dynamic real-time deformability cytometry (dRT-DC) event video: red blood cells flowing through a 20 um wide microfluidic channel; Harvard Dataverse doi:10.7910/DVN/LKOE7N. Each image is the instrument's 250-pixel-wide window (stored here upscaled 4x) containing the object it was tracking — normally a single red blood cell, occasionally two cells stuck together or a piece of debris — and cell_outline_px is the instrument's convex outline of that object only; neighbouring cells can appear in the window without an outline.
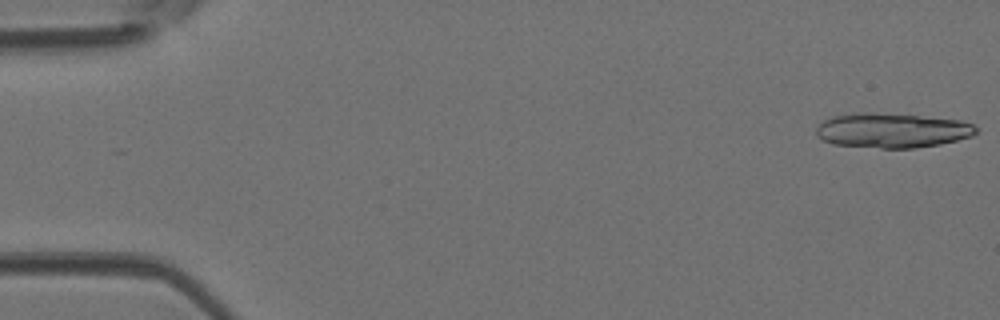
{"species": "Egyptian fruit bat (a non-hibernating species)", "species_latin": "Rousettus aegyptiacus", "temperature_condition": "room temperature", "stored_images_in_passage": 16, "camera_frame_rate_fps": 3000, "um_per_image_px": 0.085, "animal": {"sex": "female"}, "frame": {"image": 1, "passage_image": 1, "time_ms": 0.0, "image_size_px": [1000, 320], "cell_outline_px": [[980, 128], [972, 136], [940, 144], [916, 148], [880, 148], [832, 144], [816, 136], [816, 128], [824, 120], [832, 116], [852, 112], [872, 112], [960, 120], [972, 124]], "centroid_in_image_um": [75.8, 11.08], "position_along_channel_um": 9.2, "area_um2": 32.37}}